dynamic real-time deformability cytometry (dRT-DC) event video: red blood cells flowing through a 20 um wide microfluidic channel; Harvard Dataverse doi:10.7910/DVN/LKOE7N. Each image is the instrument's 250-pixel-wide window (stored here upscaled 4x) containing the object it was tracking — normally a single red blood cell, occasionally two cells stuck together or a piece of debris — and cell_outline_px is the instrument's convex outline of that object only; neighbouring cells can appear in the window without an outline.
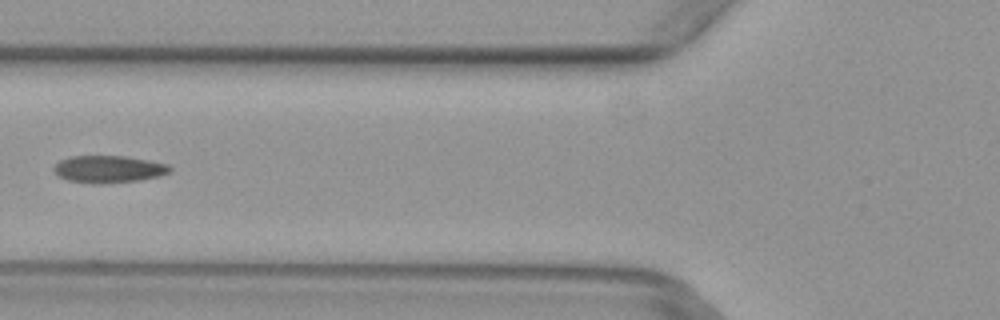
{"species": "common noctule bat (a hibernating species)", "species_latin": "Nyctalus noctula", "temperature_condition": "warm", "stored_images_in_passage": 4, "camera_frame_rate_fps": 3000, "um_per_image_px": 0.085, "animal": {"sex": "female", "body_mass_g": 29.2, "forearm_length_mm": 56.3}, "frame": {"image": 1, "passage_image": 4, "time_ms": 1.0, "image_size_px": [1000, 320], "cell_outline_px": [[172, 172], [160, 176], [140, 180], [100, 184], [92, 184], [68, 180], [60, 176], [52, 168], [60, 160], [72, 156], [124, 156], [148, 160], [168, 164], [172, 168]], "centroid_in_image_um": [9.27, 14.38], "position_along_channel_um": 116.5, "area_um2": 18.44}}